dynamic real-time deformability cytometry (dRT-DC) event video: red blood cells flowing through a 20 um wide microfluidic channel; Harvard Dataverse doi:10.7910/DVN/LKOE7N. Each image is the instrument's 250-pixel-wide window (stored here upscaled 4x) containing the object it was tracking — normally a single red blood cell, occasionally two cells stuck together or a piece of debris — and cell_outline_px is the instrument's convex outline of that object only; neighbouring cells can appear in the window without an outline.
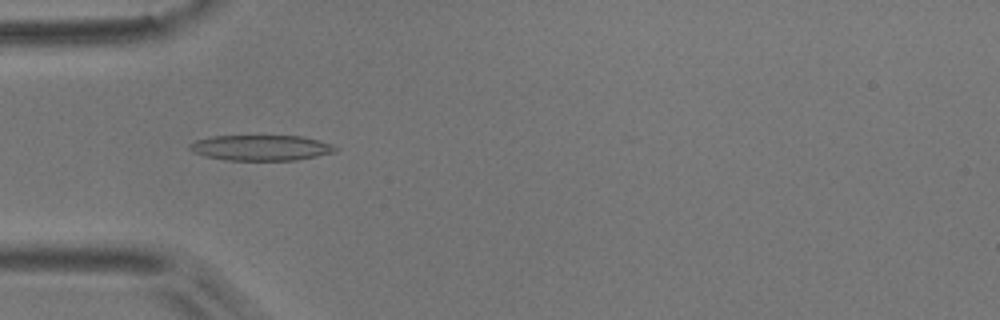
{"species": "common noctule bat (a hibernating species)", "species_latin": "Nyctalus noctula", "temperature_condition": "room temperature", "stored_images_in_passage": 46, "camera_frame_rate_fps": 3000, "um_per_image_px": 0.085, "animal": {"sex": "male", "body_mass_g": 17.9}, "frame": {"image": 1, "passage_image": 16, "time_ms": 5.0, "image_size_px": [1000, 320], "cell_outline_px": [[340, 148], [336, 152], [296, 160], [224, 160], [204, 156], [192, 152], [188, 148], [188, 144], [196, 140], [212, 136], [304, 136], [332, 144]], "centroid_in_image_um": [22.18, 12.56], "position_along_channel_um": 62.8, "area_um2": 21.85}}
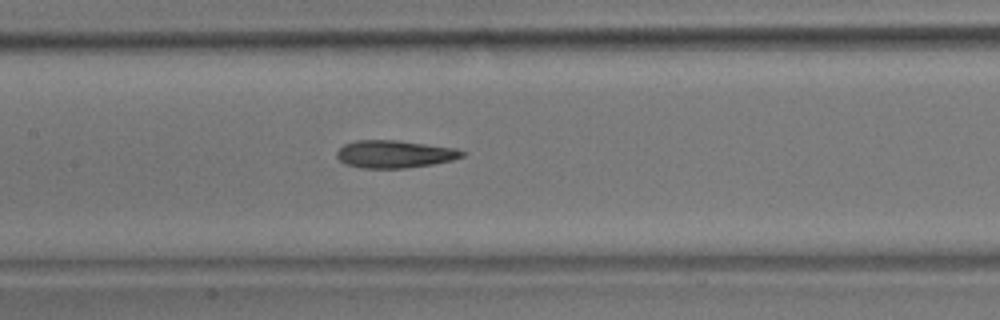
{"frame": {"image": 2, "passage_image": 25, "time_ms": 8.0, "image_size_px": [1000, 320], "cell_outline_px": [[468, 152], [464, 156], [452, 160], [432, 164], [408, 168], [360, 168], [344, 164], [336, 156], [336, 152], [344, 144], [356, 140], [400, 140], [456, 148]], "centroid_in_image_um": [33.55, 13.09], "position_along_channel_um": 173.8, "area_um2": 20.4}}
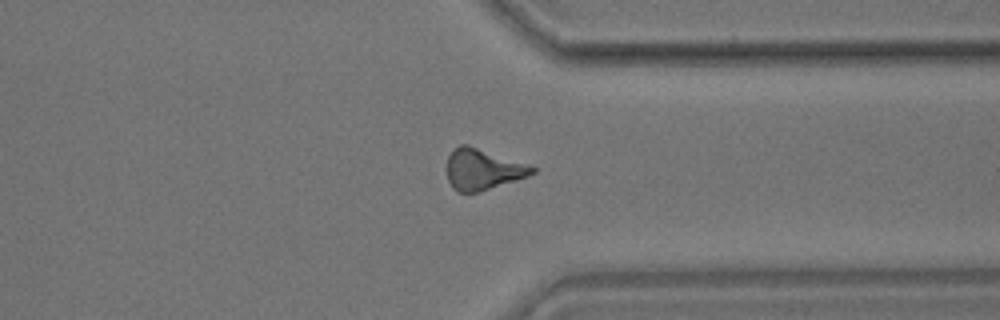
{"frame": {"image": 3, "passage_image": 41, "time_ms": 13.333, "image_size_px": [1000, 320], "cell_outline_px": [[536, 172], [528, 176], [476, 192], [460, 192], [452, 188], [448, 180], [448, 156], [460, 144], [468, 144], [536, 168]], "centroid_in_image_um": [41.01, 14.39], "position_along_channel_um": 370.4, "area_um2": 19.71}}